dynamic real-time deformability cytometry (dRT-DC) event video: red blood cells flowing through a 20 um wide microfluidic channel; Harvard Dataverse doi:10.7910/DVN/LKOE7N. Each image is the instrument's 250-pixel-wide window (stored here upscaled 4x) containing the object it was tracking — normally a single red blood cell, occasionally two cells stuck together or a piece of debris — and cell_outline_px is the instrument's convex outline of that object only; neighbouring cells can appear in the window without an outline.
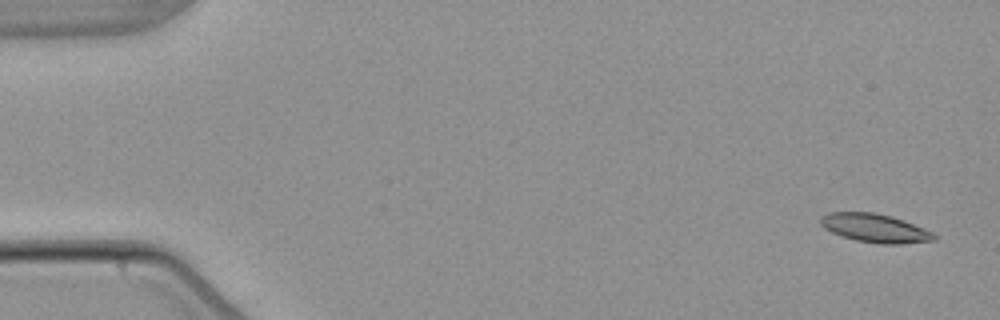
{"species": "common noctule bat (a hibernating species)", "species_latin": "Nyctalus noctula", "temperature_condition": "warm", "stored_images_in_passage": 5, "camera_frame_rate_fps": 3000, "um_per_image_px": 0.085, "animal": {"sex": "male", "body_mass_g": 21.5, "forearm_length_mm": 52.0}, "frame": {"image": 1, "passage_image": 1, "time_ms": 0.0, "image_size_px": [1000, 320], "cell_outline_px": [[936, 240], [900, 244], [880, 244], [856, 240], [832, 232], [824, 228], [820, 224], [820, 216], [828, 212], [872, 212], [888, 216], [912, 224], [932, 232], [936, 236]], "centroid_in_image_um": [74.32, 19.39], "position_along_channel_um": 10.7, "area_um2": 18.55}}